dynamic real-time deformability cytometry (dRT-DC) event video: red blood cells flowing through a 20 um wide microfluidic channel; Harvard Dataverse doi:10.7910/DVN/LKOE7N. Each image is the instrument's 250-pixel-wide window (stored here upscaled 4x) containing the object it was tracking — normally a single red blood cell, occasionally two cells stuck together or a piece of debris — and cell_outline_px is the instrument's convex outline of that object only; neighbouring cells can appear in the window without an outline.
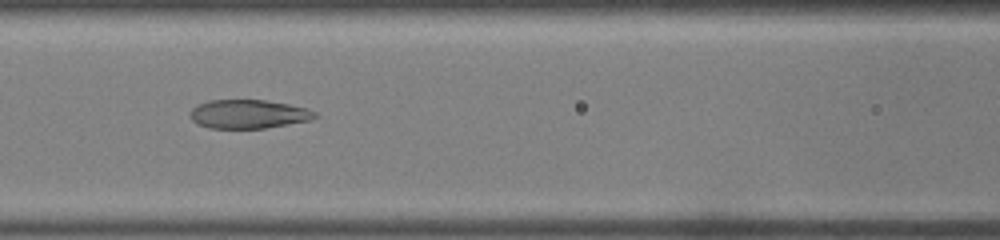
{"species": "common noctule bat (a hibernating species)", "species_latin": "Nyctalus noctula", "temperature_condition": "warm", "stored_images_in_passage": 28, "camera_frame_rate_fps": 3000, "um_per_image_px": 0.085, "animal": {"sex": "male", "body_mass_g": 19.0, "forearm_length_mm": 50.8}, "frame": {"image": 1, "passage_image": 9, "time_ms": 2.667, "image_size_px": [1000, 240], "cell_outline_px": [[320, 116], [312, 120], [264, 128], [208, 128], [196, 124], [192, 120], [188, 112], [196, 104], [208, 100], [264, 100], [288, 104], [308, 108], [316, 112]], "centroid_in_image_um": [21.1, 9.69], "position_along_channel_um": 145.5, "area_um2": 21.21}}
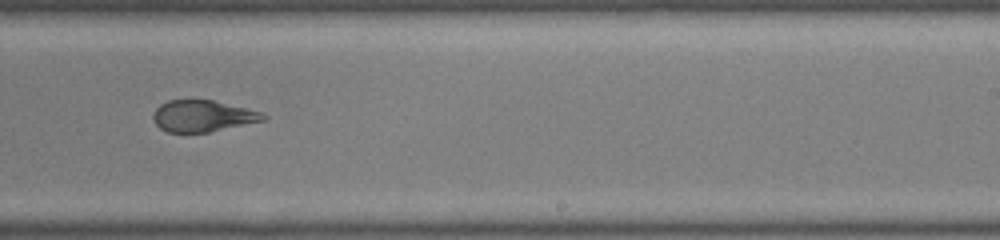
{"frame": {"image": 2, "passage_image": 16, "time_ms": 5.0, "image_size_px": [1000, 240], "cell_outline_px": [[268, 120], [208, 132], [168, 132], [160, 128], [156, 124], [152, 116], [156, 108], [160, 104], [168, 100], [212, 100], [260, 112], [268, 116]], "centroid_in_image_um": [17.23, 9.86], "position_along_channel_um": 271.8, "area_um2": 20.06}}
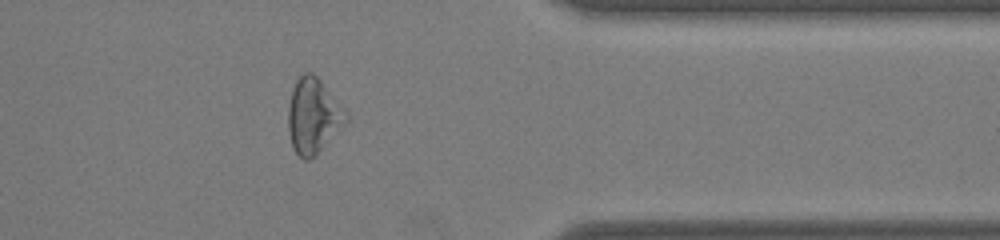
{"frame": {"image": 3, "passage_image": 23, "time_ms": 7.333, "image_size_px": [1000, 240], "cell_outline_px": [[348, 120], [308, 160], [304, 160], [296, 152], [292, 144], [288, 132], [288, 108], [292, 88], [296, 80], [304, 72], [312, 72], [320, 80], [348, 112]], "centroid_in_image_um": [26.6, 9.79], "position_along_channel_um": 384.8, "area_um2": 24.74}}